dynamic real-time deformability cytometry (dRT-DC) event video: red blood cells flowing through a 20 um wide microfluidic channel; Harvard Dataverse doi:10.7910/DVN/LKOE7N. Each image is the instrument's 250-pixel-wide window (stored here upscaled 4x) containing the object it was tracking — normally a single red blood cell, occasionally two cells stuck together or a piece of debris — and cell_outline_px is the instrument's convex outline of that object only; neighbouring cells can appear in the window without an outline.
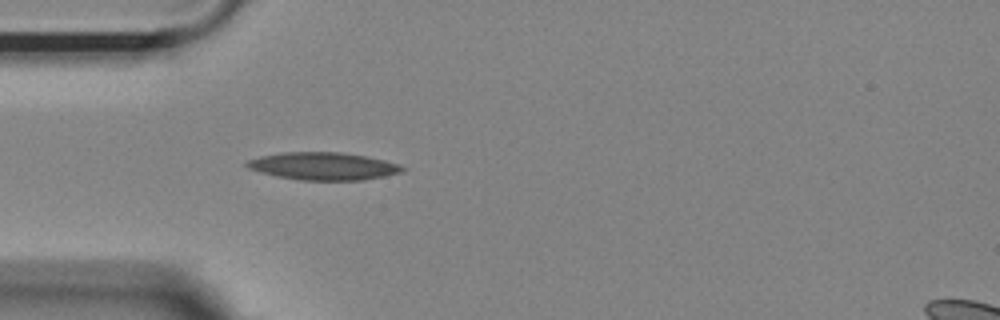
{"species": "Egyptian fruit bat (a non-hibernating species)", "species_latin": "Rousettus aegyptiacus", "temperature_condition": "room temperature", "stored_images_in_passage": 37, "camera_frame_rate_fps": 3000, "um_per_image_px": 0.085, "animal": {"sex": "female"}, "frame": {"image": 1, "passage_image": 1, "time_ms": 0.0, "image_size_px": [1000, 320], "cell_outline_px": [[404, 168], [400, 172], [384, 176], [364, 180], [300, 180], [276, 176], [248, 168], [244, 164], [248, 160], [260, 156], [280, 152], [340, 152], [364, 156], [384, 160], [400, 164]], "centroid_in_image_um": [27.45, 14.12], "position_along_channel_um": 57.6, "area_um2": 24.85}}
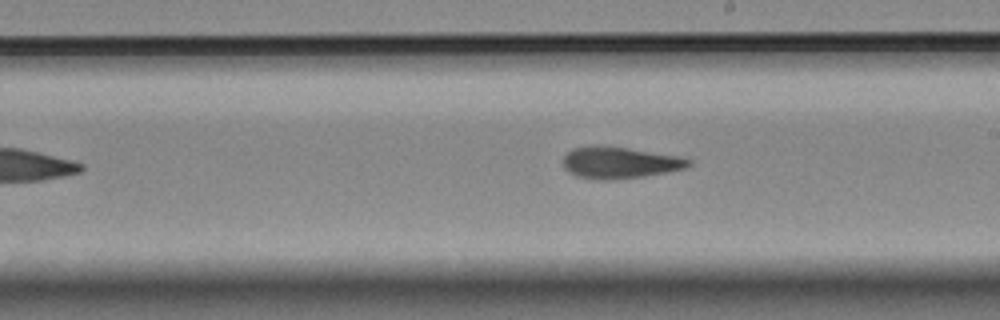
{"frame": {"image": 2, "passage_image": 16, "time_ms": 5.0, "image_size_px": [1000, 320], "cell_outline_px": [[692, 164], [684, 168], [644, 176], [612, 180], [592, 180], [576, 176], [568, 172], [564, 168], [564, 156], [572, 148], [588, 144], [628, 148], [680, 156], [692, 160]], "centroid_in_image_um": [52.62, 13.82], "position_along_channel_um": 236.4, "area_um2": 23.35}}
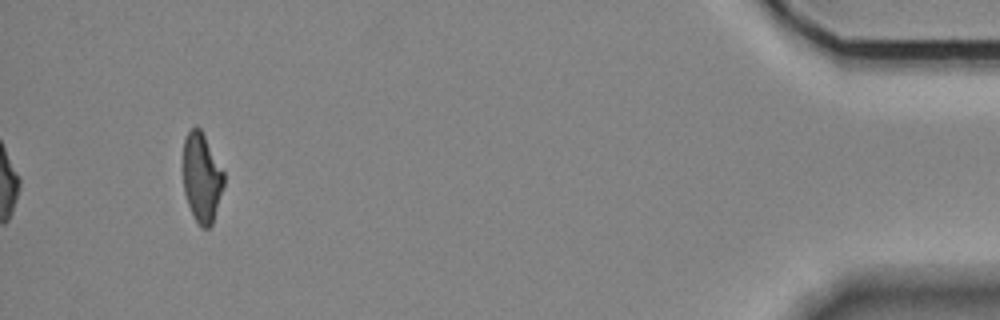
{"frame": {"image": 3, "passage_image": 37, "time_ms": 12.0, "image_size_px": [1000, 320], "cell_outline_px": [[224, 184], [212, 224], [208, 228], [200, 228], [188, 204], [184, 192], [184, 140], [188, 132], [196, 124], [200, 128], [224, 172]], "centroid_in_image_um": [17.15, 15.1], "position_along_channel_um": 418.0, "area_um2": 20.87}, "authors_computed_cell_mechanics": {"area_um2": 23.1778, "velocity_mm_per_s": 3.6233, "shape_relaxation_time_tau1_ms": 7.0238, "shape_relaxation_time_tau2_ms": 3.547, "deformation_change_tau1": 0.1773, "deformation_change_tau2": 0.1292}}